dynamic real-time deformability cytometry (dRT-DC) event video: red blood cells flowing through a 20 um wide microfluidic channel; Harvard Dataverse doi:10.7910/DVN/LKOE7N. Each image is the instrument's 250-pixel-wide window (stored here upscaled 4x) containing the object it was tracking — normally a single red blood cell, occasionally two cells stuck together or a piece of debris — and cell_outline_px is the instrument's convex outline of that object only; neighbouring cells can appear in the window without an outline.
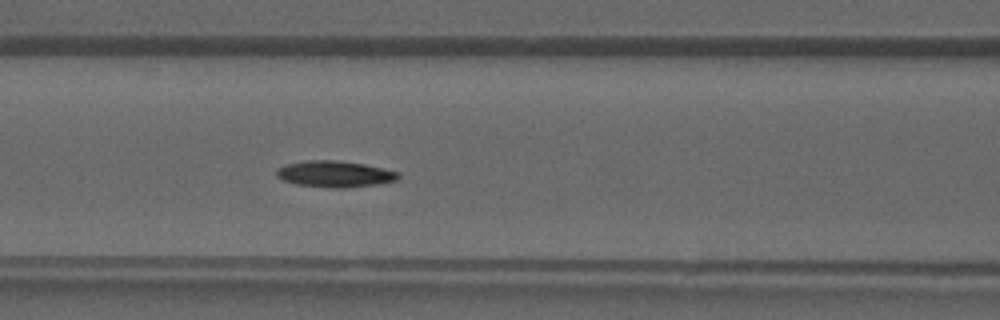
{"species": "common noctule bat (a hibernating species)", "species_latin": "Nyctalus noctula", "temperature_condition": "warm", "stored_images_in_passage": 40, "camera_frame_rate_fps": 3000, "um_per_image_px": 0.085, "animal": {"sex": "male", "forearm_length_mm": 52.5}, "frame": {"image": 1, "passage_image": 17, "time_ms": 5.333, "image_size_px": [1000, 320], "cell_outline_px": [[400, 176], [396, 180], [380, 184], [344, 188], [332, 188], [296, 184], [284, 180], [276, 176], [276, 168], [284, 164], [308, 160], [336, 160], [364, 164], [400, 172]], "centroid_in_image_um": [28.45, 14.79], "position_along_channel_um": 138.2, "area_um2": 18.79}}
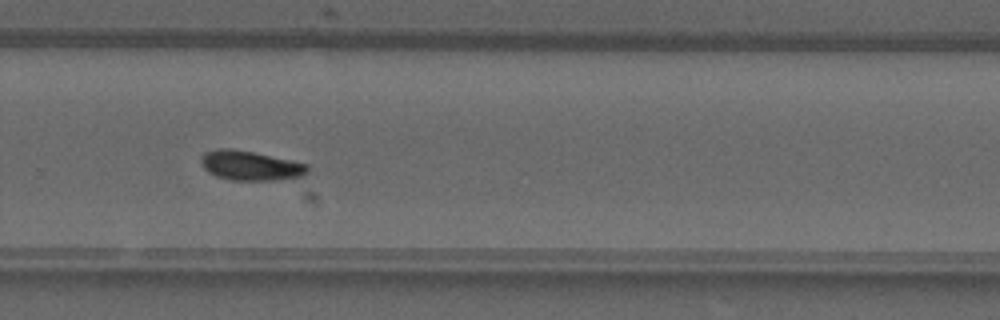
{"frame": {"image": 2, "passage_image": 27, "time_ms": 8.667, "image_size_px": [1000, 320], "cell_outline_px": [[308, 172], [304, 176], [276, 180], [232, 180], [216, 176], [208, 172], [204, 168], [200, 160], [200, 156], [204, 152], [216, 148], [232, 148], [292, 160], [308, 164]], "centroid_in_image_um": [21.27, 14.07], "position_along_channel_um": 308.5, "area_um2": 18.5}}
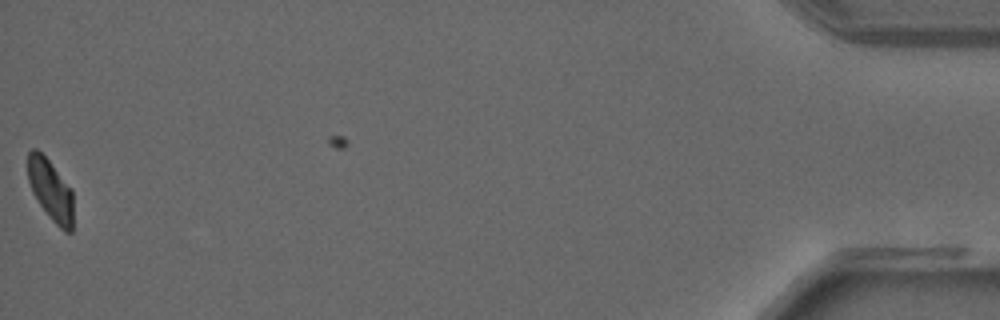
{"frame": {"image": 3, "passage_image": 40, "time_ms": 13.0, "image_size_px": [1000, 320], "cell_outline_px": [[72, 232], [64, 232], [52, 220], [40, 204], [32, 192], [28, 180], [28, 152], [32, 148], [36, 148], [48, 160], [72, 188]], "centroid_in_image_um": [4.3, 16.14], "position_along_channel_um": 430.9, "area_um2": 16.07}}